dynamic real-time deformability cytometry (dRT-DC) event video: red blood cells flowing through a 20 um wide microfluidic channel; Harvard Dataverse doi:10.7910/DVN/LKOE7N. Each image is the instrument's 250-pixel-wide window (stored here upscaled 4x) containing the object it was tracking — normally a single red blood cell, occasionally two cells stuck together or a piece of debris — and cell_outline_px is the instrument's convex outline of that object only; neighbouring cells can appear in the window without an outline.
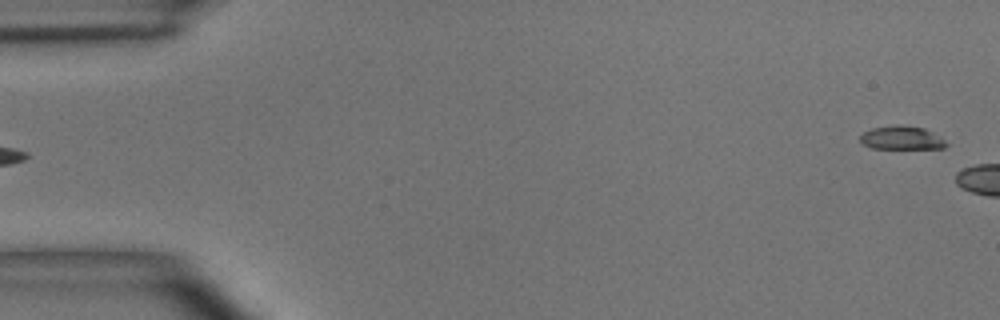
{"species": "common noctule bat (a hibernating species)", "species_latin": "Nyctalus noctula", "temperature_condition": "room temperature", "stored_images_in_passage": 4, "segment_of_instrument_passage": [2, 2], "camera_frame_rate_fps": 3000, "um_per_image_px": 0.085, "animal": {"sex": "male", "body_mass_g": 15.6}, "frame": {"image": 1, "passage_image": 4, "time_ms": 3.667, "image_size_px": [1000, 320], "cell_outline_px": [[948, 144], [944, 148], [872, 148], [864, 144], [860, 140], [860, 136], [864, 132], [872, 128], [900, 124], [924, 128], [932, 132], [944, 140]], "centroid_in_image_um": [76.64, 11.71], "position_along_channel_um": 8.4, "area_um2": 11.62}}